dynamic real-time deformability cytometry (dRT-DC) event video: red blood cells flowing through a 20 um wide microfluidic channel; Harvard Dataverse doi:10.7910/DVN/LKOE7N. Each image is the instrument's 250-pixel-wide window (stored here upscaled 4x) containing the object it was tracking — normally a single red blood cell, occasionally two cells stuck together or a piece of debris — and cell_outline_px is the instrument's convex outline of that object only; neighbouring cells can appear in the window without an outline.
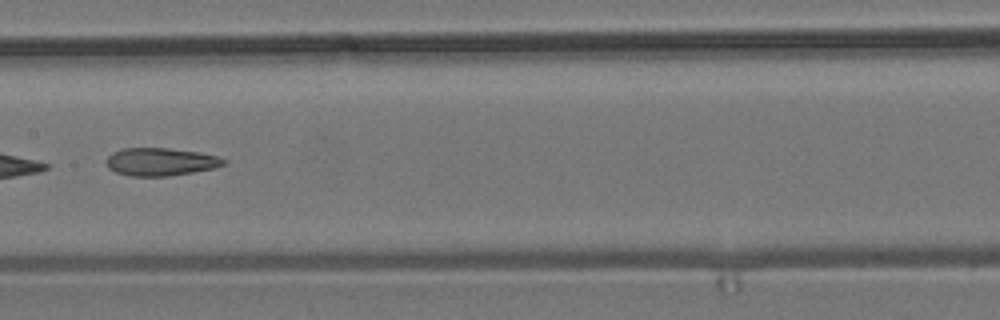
{"species": "common noctule bat (a hibernating species)", "species_latin": "Nyctalus noctula", "temperature_condition": "room temperature", "stored_images_in_passage": 10, "camera_frame_rate_fps": 3000, "um_per_image_px": 0.085, "animal": {"sex": "male", "body_mass_g": 19.2, "forearm_length_mm": 51.8}, "frame": {"image": 1, "passage_image": 7, "time_ms": 2.0, "image_size_px": [1000, 320], "cell_outline_px": [[228, 160], [224, 164], [212, 168], [192, 172], [168, 176], [132, 176], [116, 172], [108, 168], [108, 156], [112, 152], [124, 148], [168, 148], [196, 152], [216, 156]], "centroid_in_image_um": [13.63, 13.75], "position_along_channel_um": 193.8, "area_um2": 18.73}}
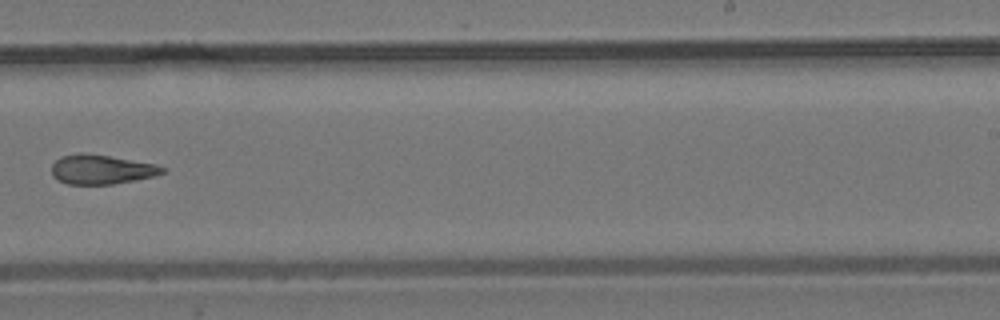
{"frame": {"image": 2, "passage_image": 9, "time_ms": 2.667, "image_size_px": [1000, 320], "cell_outline_px": [[164, 172], [156, 176], [136, 180], [112, 184], [68, 184], [56, 180], [52, 176], [52, 164], [60, 156], [80, 152], [108, 156], [156, 164], [164, 168]], "centroid_in_image_um": [8.58, 14.4], "position_along_channel_um": 280.4, "area_um2": 19.02}}
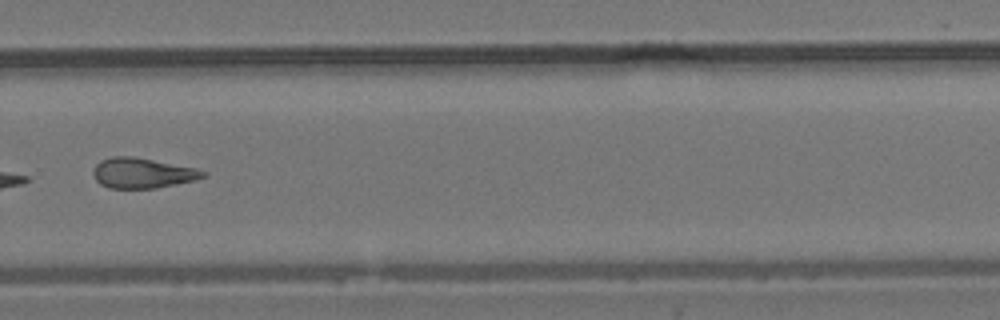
{"frame": {"image": 3, "passage_image": 10, "time_ms": 3.0, "image_size_px": [1000, 320], "cell_outline_px": [[208, 176], [196, 180], [156, 188], [108, 188], [100, 184], [96, 180], [92, 172], [92, 168], [100, 160], [112, 156], [132, 156], [196, 168], [208, 172]], "centroid_in_image_um": [12.11, 14.71], "position_along_channel_um": 317.7, "area_um2": 19.54}}